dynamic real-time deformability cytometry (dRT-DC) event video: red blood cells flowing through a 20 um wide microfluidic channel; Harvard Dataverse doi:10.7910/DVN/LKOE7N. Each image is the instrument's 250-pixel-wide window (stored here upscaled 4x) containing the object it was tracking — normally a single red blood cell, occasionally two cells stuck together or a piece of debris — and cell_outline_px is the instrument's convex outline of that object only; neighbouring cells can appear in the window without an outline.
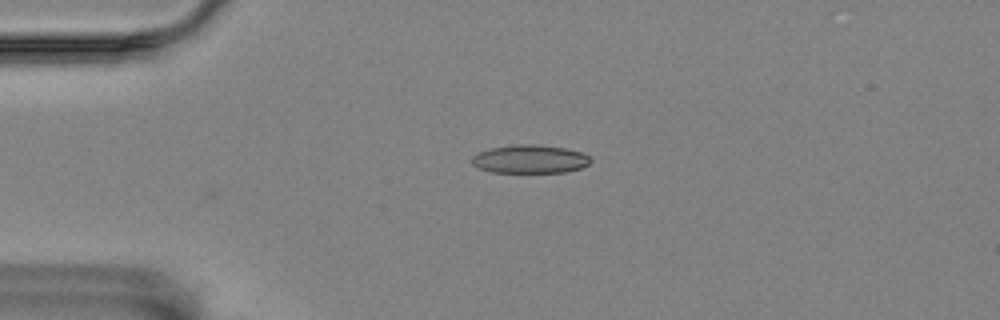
{"species": "Egyptian fruit bat (a non-hibernating species)", "species_latin": "Rousettus aegyptiacus", "temperature_condition": "room temperature", "stored_images_in_passage": 3, "camera_frame_rate_fps": 3000, "um_per_image_px": 0.085, "animal": {"sex": "female"}, "frame": {"image": 1, "passage_image": 1, "time_ms": 0.0, "image_size_px": [1000, 320], "cell_outline_px": [[592, 160], [588, 164], [580, 168], [564, 172], [492, 172], [480, 168], [472, 164], [472, 156], [480, 152], [492, 148], [516, 144], [532, 144], [564, 148], [580, 152], [588, 156]], "centroid_in_image_um": [45.04, 13.52], "position_along_channel_um": 40.0, "area_um2": 19.31}}
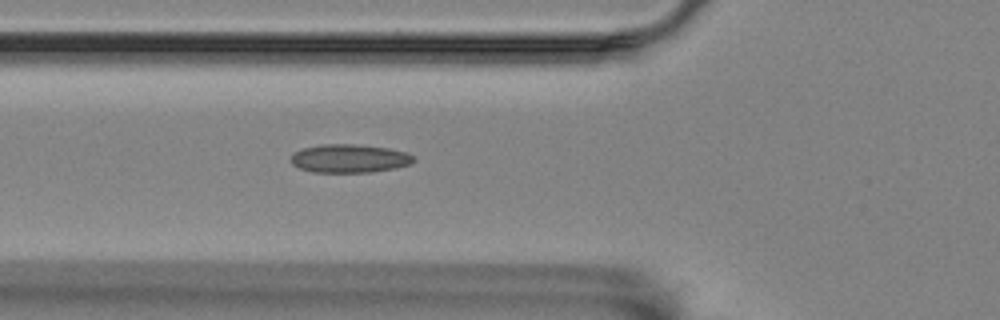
{"frame": {"image": 2, "passage_image": 3, "time_ms": 0.667, "image_size_px": [1000, 320], "cell_outline_px": [[416, 160], [412, 164], [396, 168], [368, 172], [312, 172], [300, 168], [292, 164], [292, 156], [296, 152], [304, 148], [320, 144], [352, 144], [388, 148], [404, 152], [412, 156]], "centroid_in_image_um": [29.72, 13.47], "position_along_channel_um": 96.1, "area_um2": 20.11}}